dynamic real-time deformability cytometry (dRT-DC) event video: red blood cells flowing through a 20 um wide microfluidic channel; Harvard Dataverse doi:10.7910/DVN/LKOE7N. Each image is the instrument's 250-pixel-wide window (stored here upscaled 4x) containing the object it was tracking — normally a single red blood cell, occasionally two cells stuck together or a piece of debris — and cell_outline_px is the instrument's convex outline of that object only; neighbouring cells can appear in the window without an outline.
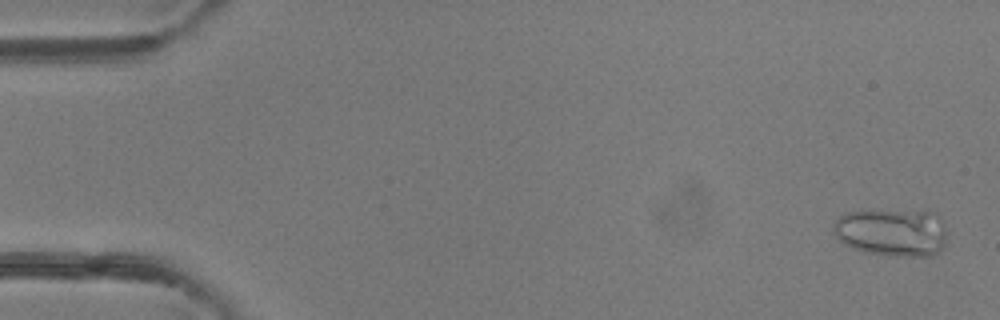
{"species": "common noctule bat (a hibernating species)", "species_latin": "Nyctalus noctula", "temperature_condition": "room temperature", "stored_images_in_passage": 49, "camera_frame_rate_fps": 3000, "um_per_image_px": 0.085, "animal": {"sex": "female"}, "frame": {"image": 1, "passage_image": 2, "time_ms": 0.333, "image_size_px": [1000, 320], "cell_outline_px": [[944, 248], [940, 252], [932, 256], [892, 256], [864, 252], [844, 244], [832, 232], [832, 228], [836, 220], [844, 212], [928, 208], [944, 224]], "centroid_in_image_um": [75.82, 19.72], "position_along_channel_um": 9.2, "area_um2": 32.37}}